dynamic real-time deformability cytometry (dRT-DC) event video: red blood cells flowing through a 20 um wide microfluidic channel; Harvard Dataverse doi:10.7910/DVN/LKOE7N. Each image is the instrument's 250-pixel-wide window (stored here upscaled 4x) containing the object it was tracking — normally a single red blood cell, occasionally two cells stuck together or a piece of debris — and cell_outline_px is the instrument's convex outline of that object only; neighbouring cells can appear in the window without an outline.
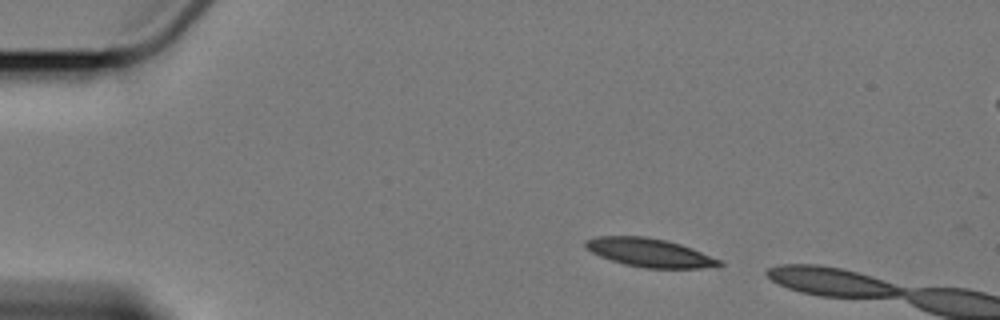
{"species": "Egyptian fruit bat (a non-hibernating species)", "species_latin": "Rousettus aegyptiacus", "temperature_condition": "cold", "stored_images_in_passage": 3, "camera_frame_rate_fps": 3000, "um_per_image_px": 0.085, "animal": {"sex": "female"}, "frame": {"image": 1, "passage_image": 1, "time_ms": 0.0, "image_size_px": [1000, 320], "cell_outline_px": [[724, 264], [720, 268], [644, 268], [624, 264], [600, 256], [584, 248], [584, 240], [596, 236], [648, 236], [668, 240], [692, 248], [720, 260]], "centroid_in_image_um": [55.23, 21.47], "position_along_channel_um": 29.8, "area_um2": 22.54}}